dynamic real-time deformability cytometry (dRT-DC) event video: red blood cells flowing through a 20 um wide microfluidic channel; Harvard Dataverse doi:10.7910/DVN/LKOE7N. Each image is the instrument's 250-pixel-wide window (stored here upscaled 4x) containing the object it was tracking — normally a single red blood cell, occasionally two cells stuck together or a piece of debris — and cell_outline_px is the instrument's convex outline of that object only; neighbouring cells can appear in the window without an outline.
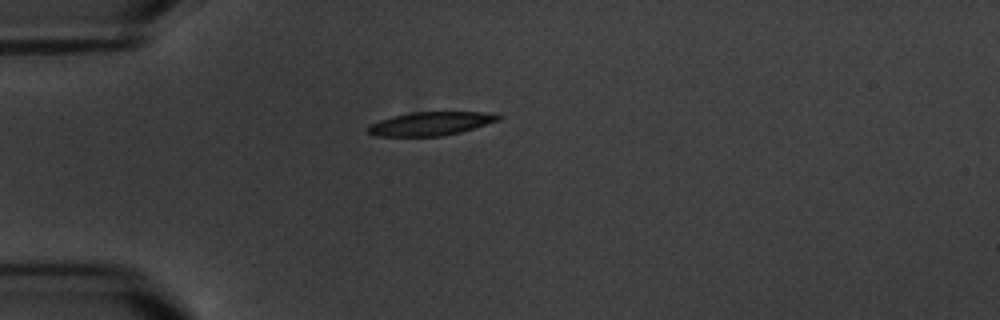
{"species": "common noctule bat (a hibernating species)", "species_latin": "Nyctalus noctula", "temperature_condition": "warm", "stored_images_in_passage": 6, "camera_frame_rate_fps": 3000, "um_per_image_px": 0.085, "animal": {"sex": "male", "body_mass_g": 20.1, "forearm_length_mm": 53.5}, "frame": {"image": 1, "passage_image": 6, "time_ms": 6.0, "image_size_px": [1000, 320], "cell_outline_px": [[500, 120], [460, 132], [440, 136], [376, 136], [368, 132], [364, 128], [368, 124], [392, 116], [412, 112], [484, 112], [500, 116]], "centroid_in_image_um": [36.52, 10.51], "position_along_channel_um": 48.5, "area_um2": 17.8}}